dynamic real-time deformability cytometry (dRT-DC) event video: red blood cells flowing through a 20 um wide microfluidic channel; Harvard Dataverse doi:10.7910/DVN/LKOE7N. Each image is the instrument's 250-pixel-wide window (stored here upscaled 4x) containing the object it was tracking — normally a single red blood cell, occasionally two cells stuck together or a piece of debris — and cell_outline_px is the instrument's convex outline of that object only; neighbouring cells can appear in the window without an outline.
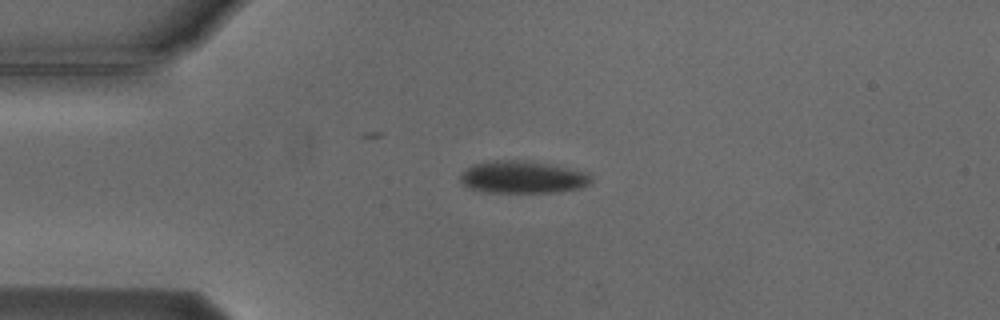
{"species": "Egyptian fruit bat (a non-hibernating species)", "species_latin": "Rousettus aegyptiacus", "temperature_condition": "cold", "stored_images_in_passage": 4, "camera_frame_rate_fps": 3000, "um_per_image_px": 0.085, "animal": {"sex": "male"}, "frame": {"image": 1, "passage_image": 3, "time_ms": 2.667, "image_size_px": [1000, 320], "cell_outline_px": [[592, 184], [580, 188], [556, 192], [488, 192], [472, 188], [464, 184], [460, 180], [460, 176], [472, 164], [488, 160], [524, 160], [556, 164], [592, 172]], "centroid_in_image_um": [44.55, 15.03], "position_along_channel_um": 40.5, "area_um2": 25.14}}